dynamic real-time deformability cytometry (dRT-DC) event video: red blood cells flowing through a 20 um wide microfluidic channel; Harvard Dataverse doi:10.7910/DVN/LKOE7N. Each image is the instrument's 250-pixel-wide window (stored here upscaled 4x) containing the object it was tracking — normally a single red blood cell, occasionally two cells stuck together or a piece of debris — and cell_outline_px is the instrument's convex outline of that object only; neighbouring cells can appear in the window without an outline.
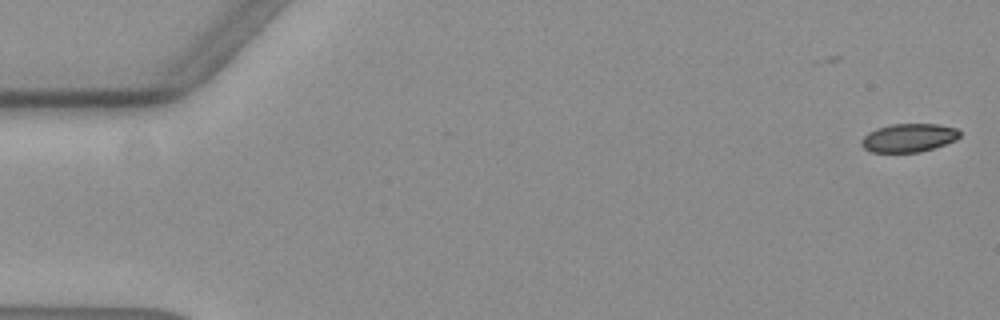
{"species": "common noctule bat (a hibernating species)", "species_latin": "Nyctalus noctula", "temperature_condition": "warm", "stored_images_in_passage": 57, "camera_frame_rate_fps": 3000, "um_per_image_px": 0.085, "animal": {"sex": "female", "body_mass_g": 19.3, "forearm_length_mm": 54.1}, "frame": {"image": 1, "passage_image": 1, "time_ms": 0.0, "image_size_px": [1000, 320], "cell_outline_px": [[960, 136], [956, 140], [920, 152], [872, 152], [864, 148], [860, 144], [860, 140], [868, 132], [876, 128], [892, 124], [936, 124], [956, 128], [960, 132]], "centroid_in_image_um": [77.21, 11.71], "position_along_channel_um": 7.8, "area_um2": 16.24}}
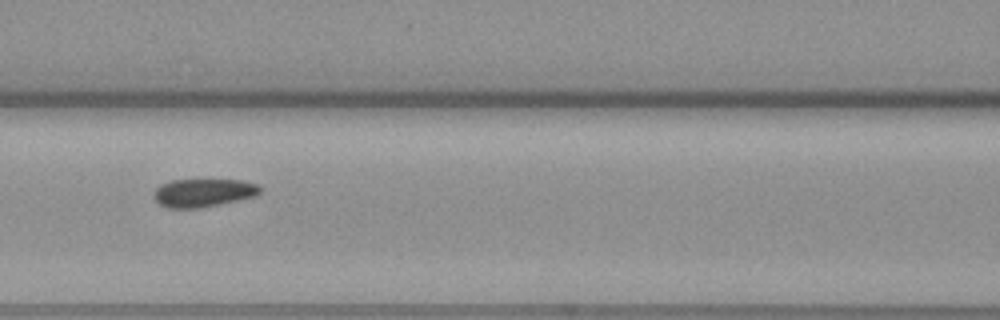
{"frame": {"image": 2, "passage_image": 25, "time_ms": 8.0, "image_size_px": [1000, 320], "cell_outline_px": [[264, 188], [256, 196], [200, 208], [168, 208], [160, 204], [156, 200], [156, 188], [160, 184], [172, 180], [240, 180], [260, 184]], "centroid_in_image_um": [17.35, 16.38], "position_along_channel_um": 149.3, "area_um2": 17.4}}
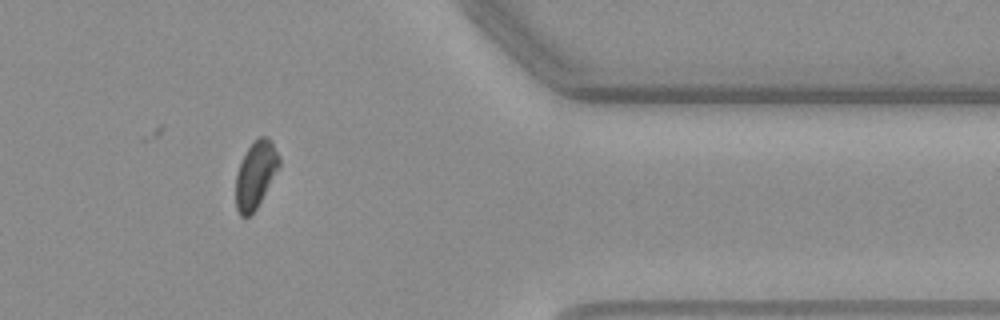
{"frame": {"image": 3, "passage_image": 47, "time_ms": 15.333, "image_size_px": [1000, 320], "cell_outline_px": [[280, 168], [256, 208], [248, 216], [240, 216], [236, 208], [236, 172], [248, 148], [260, 136], [268, 136], [272, 140], [280, 156]], "centroid_in_image_um": [21.76, 14.82], "position_along_channel_um": 389.6, "area_um2": 16.88}, "authors_computed_cell_mechanics": {"area_um2": 17.4556, "velocity_mm_per_s": 3.595, "shape_relaxation_time_tau1_ms": null, "shape_relaxation_time_tau2_ms": 0.6452, "deformation_change_tau1": null, "deformation_change_tau2": 0.0651}}